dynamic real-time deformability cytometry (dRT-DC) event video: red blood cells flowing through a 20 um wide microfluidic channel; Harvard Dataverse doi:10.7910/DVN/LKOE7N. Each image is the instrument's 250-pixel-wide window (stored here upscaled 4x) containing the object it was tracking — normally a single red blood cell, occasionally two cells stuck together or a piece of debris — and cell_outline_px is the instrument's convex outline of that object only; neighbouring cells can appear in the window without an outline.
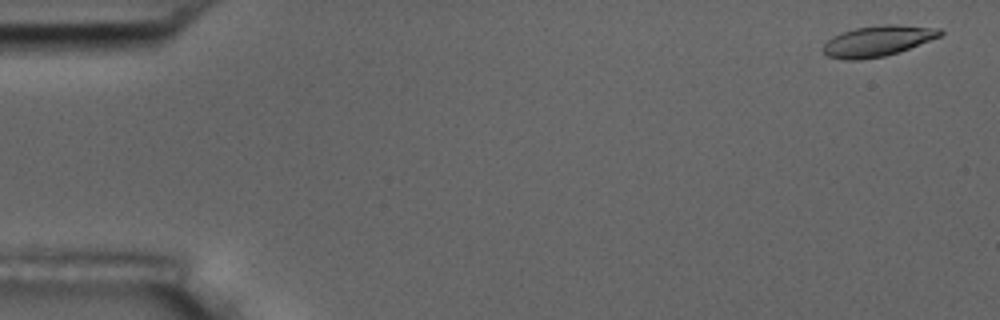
{"species": "common noctule bat (a hibernating species)", "species_latin": "Nyctalus noctula", "temperature_condition": "room temperature", "stored_images_in_passage": 9, "camera_frame_rate_fps": 3000, "um_per_image_px": 0.085, "animal": {"sex": "male", "body_mass_g": 17.5, "forearm_length_mm": 52.3}, "frame": {"image": 1, "passage_image": 2, "time_ms": 0.333, "image_size_px": [1000, 320], "cell_outline_px": [[944, 32], [940, 36], [900, 52], [884, 56], [860, 60], [844, 60], [828, 56], [824, 52], [824, 44], [832, 36], [856, 28], [880, 24], [896, 24], [940, 28]], "centroid_in_image_um": [74.63, 3.48], "position_along_channel_um": 10.4, "area_um2": 20.92}}